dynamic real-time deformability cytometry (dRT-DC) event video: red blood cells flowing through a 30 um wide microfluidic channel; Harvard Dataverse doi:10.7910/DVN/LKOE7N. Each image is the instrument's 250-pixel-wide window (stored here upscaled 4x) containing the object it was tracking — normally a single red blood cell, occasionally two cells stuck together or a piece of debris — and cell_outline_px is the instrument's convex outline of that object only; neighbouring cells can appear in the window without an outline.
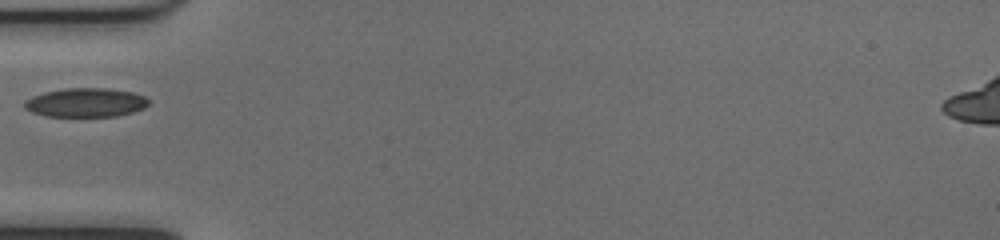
{"species": "common noctule bat (a hibernating species)", "species_latin": "Nyctalus noctula", "temperature_condition": "cold", "stored_images_in_passage": 15, "camera_frame_rate_fps": 3000, "um_per_image_px": 0.085, "animal": {"sex": "female", "body_mass_g": 17.0, "forearm_length_mm": 48.0}, "frame": {"image": 1, "passage_image": 1, "time_ms": 0.0, "image_size_px": [1000, 240], "cell_outline_px": [[148, 104], [144, 108], [132, 112], [116, 116], [44, 116], [32, 112], [24, 108], [24, 100], [32, 96], [44, 92], [64, 88], [104, 88], [132, 92], [144, 96], [148, 100]], "centroid_in_image_um": [7.25, 8.71], "position_along_channel_um": 77.8, "area_um2": 20.92}}